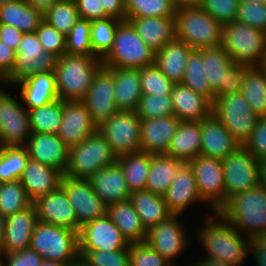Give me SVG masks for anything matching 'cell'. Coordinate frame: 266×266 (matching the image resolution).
Listing matches in <instances>:
<instances>
[{
  "mask_svg": "<svg viewBox=\"0 0 266 266\" xmlns=\"http://www.w3.org/2000/svg\"><path fill=\"white\" fill-rule=\"evenodd\" d=\"M206 218V219H205ZM203 218L196 229L194 239L202 253L198 258H213L233 266H244L248 259L249 238L242 235L219 212Z\"/></svg>",
  "mask_w": 266,
  "mask_h": 266,
  "instance_id": "1",
  "label": "cell"
},
{
  "mask_svg": "<svg viewBox=\"0 0 266 266\" xmlns=\"http://www.w3.org/2000/svg\"><path fill=\"white\" fill-rule=\"evenodd\" d=\"M247 238L266 232V190L258 185L231 197L218 211Z\"/></svg>",
  "mask_w": 266,
  "mask_h": 266,
  "instance_id": "2",
  "label": "cell"
},
{
  "mask_svg": "<svg viewBox=\"0 0 266 266\" xmlns=\"http://www.w3.org/2000/svg\"><path fill=\"white\" fill-rule=\"evenodd\" d=\"M102 65V60L95 56L65 53L58 57L54 74L59 98L82 100L87 95L94 74Z\"/></svg>",
  "mask_w": 266,
  "mask_h": 266,
  "instance_id": "3",
  "label": "cell"
},
{
  "mask_svg": "<svg viewBox=\"0 0 266 266\" xmlns=\"http://www.w3.org/2000/svg\"><path fill=\"white\" fill-rule=\"evenodd\" d=\"M176 38L193 50L221 45L223 25L199 5L179 6L175 15Z\"/></svg>",
  "mask_w": 266,
  "mask_h": 266,
  "instance_id": "4",
  "label": "cell"
},
{
  "mask_svg": "<svg viewBox=\"0 0 266 266\" xmlns=\"http://www.w3.org/2000/svg\"><path fill=\"white\" fill-rule=\"evenodd\" d=\"M220 46L238 64L262 66L266 60V32L236 20L223 25Z\"/></svg>",
  "mask_w": 266,
  "mask_h": 266,
  "instance_id": "5",
  "label": "cell"
},
{
  "mask_svg": "<svg viewBox=\"0 0 266 266\" xmlns=\"http://www.w3.org/2000/svg\"><path fill=\"white\" fill-rule=\"evenodd\" d=\"M102 63L106 67L142 69L155 64V51L128 20H122L116 29L113 47Z\"/></svg>",
  "mask_w": 266,
  "mask_h": 266,
  "instance_id": "6",
  "label": "cell"
},
{
  "mask_svg": "<svg viewBox=\"0 0 266 266\" xmlns=\"http://www.w3.org/2000/svg\"><path fill=\"white\" fill-rule=\"evenodd\" d=\"M204 62V76L215 93L220 95L241 92L245 73L250 66L234 62L221 47L200 48Z\"/></svg>",
  "mask_w": 266,
  "mask_h": 266,
  "instance_id": "7",
  "label": "cell"
},
{
  "mask_svg": "<svg viewBox=\"0 0 266 266\" xmlns=\"http://www.w3.org/2000/svg\"><path fill=\"white\" fill-rule=\"evenodd\" d=\"M29 248L43 260L71 263L79 255L78 232L38 221Z\"/></svg>",
  "mask_w": 266,
  "mask_h": 266,
  "instance_id": "8",
  "label": "cell"
},
{
  "mask_svg": "<svg viewBox=\"0 0 266 266\" xmlns=\"http://www.w3.org/2000/svg\"><path fill=\"white\" fill-rule=\"evenodd\" d=\"M117 158L109 143L97 131L69 149V162L64 175L88 179L95 171L115 164Z\"/></svg>",
  "mask_w": 266,
  "mask_h": 266,
  "instance_id": "9",
  "label": "cell"
},
{
  "mask_svg": "<svg viewBox=\"0 0 266 266\" xmlns=\"http://www.w3.org/2000/svg\"><path fill=\"white\" fill-rule=\"evenodd\" d=\"M182 218L185 217L172 214L147 231L146 242L173 265H181L176 260L187 255L186 252L190 246L192 248L193 245L190 244L195 239L192 228L189 229Z\"/></svg>",
  "mask_w": 266,
  "mask_h": 266,
  "instance_id": "10",
  "label": "cell"
},
{
  "mask_svg": "<svg viewBox=\"0 0 266 266\" xmlns=\"http://www.w3.org/2000/svg\"><path fill=\"white\" fill-rule=\"evenodd\" d=\"M212 113L231 135L243 145L260 116L250 107L241 92L220 95L212 105Z\"/></svg>",
  "mask_w": 266,
  "mask_h": 266,
  "instance_id": "11",
  "label": "cell"
},
{
  "mask_svg": "<svg viewBox=\"0 0 266 266\" xmlns=\"http://www.w3.org/2000/svg\"><path fill=\"white\" fill-rule=\"evenodd\" d=\"M16 53L14 69L6 77L10 88L31 75L54 71L56 67L58 57L44 51L35 32L23 33Z\"/></svg>",
  "mask_w": 266,
  "mask_h": 266,
  "instance_id": "12",
  "label": "cell"
},
{
  "mask_svg": "<svg viewBox=\"0 0 266 266\" xmlns=\"http://www.w3.org/2000/svg\"><path fill=\"white\" fill-rule=\"evenodd\" d=\"M11 93L0 95V147L25 146L32 135L28 110L20 95Z\"/></svg>",
  "mask_w": 266,
  "mask_h": 266,
  "instance_id": "13",
  "label": "cell"
},
{
  "mask_svg": "<svg viewBox=\"0 0 266 266\" xmlns=\"http://www.w3.org/2000/svg\"><path fill=\"white\" fill-rule=\"evenodd\" d=\"M98 131L117 157L140 151L141 119L135 111H117Z\"/></svg>",
  "mask_w": 266,
  "mask_h": 266,
  "instance_id": "14",
  "label": "cell"
},
{
  "mask_svg": "<svg viewBox=\"0 0 266 266\" xmlns=\"http://www.w3.org/2000/svg\"><path fill=\"white\" fill-rule=\"evenodd\" d=\"M188 163L194 172L202 200L218 212L226 204L223 161L198 155Z\"/></svg>",
  "mask_w": 266,
  "mask_h": 266,
  "instance_id": "15",
  "label": "cell"
},
{
  "mask_svg": "<svg viewBox=\"0 0 266 266\" xmlns=\"http://www.w3.org/2000/svg\"><path fill=\"white\" fill-rule=\"evenodd\" d=\"M222 161L226 203L234 195L259 185V160L243 145H240Z\"/></svg>",
  "mask_w": 266,
  "mask_h": 266,
  "instance_id": "16",
  "label": "cell"
},
{
  "mask_svg": "<svg viewBox=\"0 0 266 266\" xmlns=\"http://www.w3.org/2000/svg\"><path fill=\"white\" fill-rule=\"evenodd\" d=\"M60 186L75 210L78 233L84 224L107 214V205L95 193L88 179H77L63 174Z\"/></svg>",
  "mask_w": 266,
  "mask_h": 266,
  "instance_id": "17",
  "label": "cell"
},
{
  "mask_svg": "<svg viewBox=\"0 0 266 266\" xmlns=\"http://www.w3.org/2000/svg\"><path fill=\"white\" fill-rule=\"evenodd\" d=\"M167 209L173 215L188 214L189 207L199 206L206 208L203 213L204 216L214 213V211L202 200L198 186L195 180V175L189 163H185L178 171L177 176L174 178L172 184L168 187L165 195L163 196ZM199 205V206H198ZM203 205V206H202ZM206 212V213H205Z\"/></svg>",
  "mask_w": 266,
  "mask_h": 266,
  "instance_id": "18",
  "label": "cell"
},
{
  "mask_svg": "<svg viewBox=\"0 0 266 266\" xmlns=\"http://www.w3.org/2000/svg\"><path fill=\"white\" fill-rule=\"evenodd\" d=\"M114 89V74L109 67L102 65L94 74L87 95L82 99L97 127L118 111Z\"/></svg>",
  "mask_w": 266,
  "mask_h": 266,
  "instance_id": "19",
  "label": "cell"
},
{
  "mask_svg": "<svg viewBox=\"0 0 266 266\" xmlns=\"http://www.w3.org/2000/svg\"><path fill=\"white\" fill-rule=\"evenodd\" d=\"M79 251H117L129 248L130 243L106 214L84 224L78 233Z\"/></svg>",
  "mask_w": 266,
  "mask_h": 266,
  "instance_id": "20",
  "label": "cell"
},
{
  "mask_svg": "<svg viewBox=\"0 0 266 266\" xmlns=\"http://www.w3.org/2000/svg\"><path fill=\"white\" fill-rule=\"evenodd\" d=\"M98 131L82 100H63V117L57 135L71 149Z\"/></svg>",
  "mask_w": 266,
  "mask_h": 266,
  "instance_id": "21",
  "label": "cell"
},
{
  "mask_svg": "<svg viewBox=\"0 0 266 266\" xmlns=\"http://www.w3.org/2000/svg\"><path fill=\"white\" fill-rule=\"evenodd\" d=\"M37 222L38 216L34 203L6 217L0 252L9 254L29 248Z\"/></svg>",
  "mask_w": 266,
  "mask_h": 266,
  "instance_id": "22",
  "label": "cell"
},
{
  "mask_svg": "<svg viewBox=\"0 0 266 266\" xmlns=\"http://www.w3.org/2000/svg\"><path fill=\"white\" fill-rule=\"evenodd\" d=\"M38 221L78 232V220L64 189L59 186L33 202Z\"/></svg>",
  "mask_w": 266,
  "mask_h": 266,
  "instance_id": "23",
  "label": "cell"
},
{
  "mask_svg": "<svg viewBox=\"0 0 266 266\" xmlns=\"http://www.w3.org/2000/svg\"><path fill=\"white\" fill-rule=\"evenodd\" d=\"M24 147L30 159L65 173L69 162V148L57 134H32Z\"/></svg>",
  "mask_w": 266,
  "mask_h": 266,
  "instance_id": "24",
  "label": "cell"
},
{
  "mask_svg": "<svg viewBox=\"0 0 266 266\" xmlns=\"http://www.w3.org/2000/svg\"><path fill=\"white\" fill-rule=\"evenodd\" d=\"M13 87L11 90L20 95L27 110L42 107L59 98L54 71L31 75Z\"/></svg>",
  "mask_w": 266,
  "mask_h": 266,
  "instance_id": "25",
  "label": "cell"
},
{
  "mask_svg": "<svg viewBox=\"0 0 266 266\" xmlns=\"http://www.w3.org/2000/svg\"><path fill=\"white\" fill-rule=\"evenodd\" d=\"M239 146V142L213 113L201 120L200 155L224 160Z\"/></svg>",
  "mask_w": 266,
  "mask_h": 266,
  "instance_id": "26",
  "label": "cell"
},
{
  "mask_svg": "<svg viewBox=\"0 0 266 266\" xmlns=\"http://www.w3.org/2000/svg\"><path fill=\"white\" fill-rule=\"evenodd\" d=\"M179 123L180 120L174 115L141 120L140 151L151 155L167 154Z\"/></svg>",
  "mask_w": 266,
  "mask_h": 266,
  "instance_id": "27",
  "label": "cell"
},
{
  "mask_svg": "<svg viewBox=\"0 0 266 266\" xmlns=\"http://www.w3.org/2000/svg\"><path fill=\"white\" fill-rule=\"evenodd\" d=\"M88 180L95 193L107 206L129 200L131 192L121 166L117 162L95 171Z\"/></svg>",
  "mask_w": 266,
  "mask_h": 266,
  "instance_id": "28",
  "label": "cell"
},
{
  "mask_svg": "<svg viewBox=\"0 0 266 266\" xmlns=\"http://www.w3.org/2000/svg\"><path fill=\"white\" fill-rule=\"evenodd\" d=\"M170 94L174 116L180 121H201L212 114L213 103L181 83L174 84Z\"/></svg>",
  "mask_w": 266,
  "mask_h": 266,
  "instance_id": "29",
  "label": "cell"
},
{
  "mask_svg": "<svg viewBox=\"0 0 266 266\" xmlns=\"http://www.w3.org/2000/svg\"><path fill=\"white\" fill-rule=\"evenodd\" d=\"M62 176L63 173L56 168L29 158L20 181L29 199L34 202L55 191L61 185Z\"/></svg>",
  "mask_w": 266,
  "mask_h": 266,
  "instance_id": "30",
  "label": "cell"
},
{
  "mask_svg": "<svg viewBox=\"0 0 266 266\" xmlns=\"http://www.w3.org/2000/svg\"><path fill=\"white\" fill-rule=\"evenodd\" d=\"M126 20L155 52L176 37L175 16L126 17Z\"/></svg>",
  "mask_w": 266,
  "mask_h": 266,
  "instance_id": "31",
  "label": "cell"
},
{
  "mask_svg": "<svg viewBox=\"0 0 266 266\" xmlns=\"http://www.w3.org/2000/svg\"><path fill=\"white\" fill-rule=\"evenodd\" d=\"M114 74L118 111H135L141 99L140 69L109 67Z\"/></svg>",
  "mask_w": 266,
  "mask_h": 266,
  "instance_id": "32",
  "label": "cell"
},
{
  "mask_svg": "<svg viewBox=\"0 0 266 266\" xmlns=\"http://www.w3.org/2000/svg\"><path fill=\"white\" fill-rule=\"evenodd\" d=\"M192 51L185 42L175 37L155 52V64L174 84L181 83Z\"/></svg>",
  "mask_w": 266,
  "mask_h": 266,
  "instance_id": "33",
  "label": "cell"
},
{
  "mask_svg": "<svg viewBox=\"0 0 266 266\" xmlns=\"http://www.w3.org/2000/svg\"><path fill=\"white\" fill-rule=\"evenodd\" d=\"M200 150L201 121H180L166 155L188 163L200 155Z\"/></svg>",
  "mask_w": 266,
  "mask_h": 266,
  "instance_id": "34",
  "label": "cell"
},
{
  "mask_svg": "<svg viewBox=\"0 0 266 266\" xmlns=\"http://www.w3.org/2000/svg\"><path fill=\"white\" fill-rule=\"evenodd\" d=\"M185 163L182 159L166 154H150V169L145 190L164 196Z\"/></svg>",
  "mask_w": 266,
  "mask_h": 266,
  "instance_id": "35",
  "label": "cell"
},
{
  "mask_svg": "<svg viewBox=\"0 0 266 266\" xmlns=\"http://www.w3.org/2000/svg\"><path fill=\"white\" fill-rule=\"evenodd\" d=\"M107 215L129 243L146 241L147 230L129 200L108 205Z\"/></svg>",
  "mask_w": 266,
  "mask_h": 266,
  "instance_id": "36",
  "label": "cell"
},
{
  "mask_svg": "<svg viewBox=\"0 0 266 266\" xmlns=\"http://www.w3.org/2000/svg\"><path fill=\"white\" fill-rule=\"evenodd\" d=\"M129 201L147 231L172 215L167 209L164 197L147 190L131 192Z\"/></svg>",
  "mask_w": 266,
  "mask_h": 266,
  "instance_id": "37",
  "label": "cell"
},
{
  "mask_svg": "<svg viewBox=\"0 0 266 266\" xmlns=\"http://www.w3.org/2000/svg\"><path fill=\"white\" fill-rule=\"evenodd\" d=\"M42 20L43 15L26 0H15L0 6V24L14 26L23 33L35 32Z\"/></svg>",
  "mask_w": 266,
  "mask_h": 266,
  "instance_id": "38",
  "label": "cell"
},
{
  "mask_svg": "<svg viewBox=\"0 0 266 266\" xmlns=\"http://www.w3.org/2000/svg\"><path fill=\"white\" fill-rule=\"evenodd\" d=\"M121 166L130 192L145 190L150 169V154L143 151L119 156Z\"/></svg>",
  "mask_w": 266,
  "mask_h": 266,
  "instance_id": "39",
  "label": "cell"
},
{
  "mask_svg": "<svg viewBox=\"0 0 266 266\" xmlns=\"http://www.w3.org/2000/svg\"><path fill=\"white\" fill-rule=\"evenodd\" d=\"M241 93L256 114L266 116V70L262 66L248 68Z\"/></svg>",
  "mask_w": 266,
  "mask_h": 266,
  "instance_id": "40",
  "label": "cell"
},
{
  "mask_svg": "<svg viewBox=\"0 0 266 266\" xmlns=\"http://www.w3.org/2000/svg\"><path fill=\"white\" fill-rule=\"evenodd\" d=\"M31 133L57 134L63 117V100L28 110Z\"/></svg>",
  "mask_w": 266,
  "mask_h": 266,
  "instance_id": "41",
  "label": "cell"
},
{
  "mask_svg": "<svg viewBox=\"0 0 266 266\" xmlns=\"http://www.w3.org/2000/svg\"><path fill=\"white\" fill-rule=\"evenodd\" d=\"M121 21L115 17L91 21L90 42L95 57L103 60L111 51L115 32Z\"/></svg>",
  "mask_w": 266,
  "mask_h": 266,
  "instance_id": "42",
  "label": "cell"
},
{
  "mask_svg": "<svg viewBox=\"0 0 266 266\" xmlns=\"http://www.w3.org/2000/svg\"><path fill=\"white\" fill-rule=\"evenodd\" d=\"M29 159L24 146L0 147V182L20 180Z\"/></svg>",
  "mask_w": 266,
  "mask_h": 266,
  "instance_id": "43",
  "label": "cell"
},
{
  "mask_svg": "<svg viewBox=\"0 0 266 266\" xmlns=\"http://www.w3.org/2000/svg\"><path fill=\"white\" fill-rule=\"evenodd\" d=\"M204 74V62L201 53L198 50H193L188 56L181 84L204 95L213 103L215 101V93L212 91Z\"/></svg>",
  "mask_w": 266,
  "mask_h": 266,
  "instance_id": "44",
  "label": "cell"
},
{
  "mask_svg": "<svg viewBox=\"0 0 266 266\" xmlns=\"http://www.w3.org/2000/svg\"><path fill=\"white\" fill-rule=\"evenodd\" d=\"M32 203L20 180L0 183V213L5 218Z\"/></svg>",
  "mask_w": 266,
  "mask_h": 266,
  "instance_id": "45",
  "label": "cell"
},
{
  "mask_svg": "<svg viewBox=\"0 0 266 266\" xmlns=\"http://www.w3.org/2000/svg\"><path fill=\"white\" fill-rule=\"evenodd\" d=\"M43 19L57 31L67 35L80 16L74 0H58L43 15Z\"/></svg>",
  "mask_w": 266,
  "mask_h": 266,
  "instance_id": "46",
  "label": "cell"
},
{
  "mask_svg": "<svg viewBox=\"0 0 266 266\" xmlns=\"http://www.w3.org/2000/svg\"><path fill=\"white\" fill-rule=\"evenodd\" d=\"M126 17L175 16L172 0H125Z\"/></svg>",
  "mask_w": 266,
  "mask_h": 266,
  "instance_id": "47",
  "label": "cell"
},
{
  "mask_svg": "<svg viewBox=\"0 0 266 266\" xmlns=\"http://www.w3.org/2000/svg\"><path fill=\"white\" fill-rule=\"evenodd\" d=\"M135 113L141 120L174 115L171 94L142 95Z\"/></svg>",
  "mask_w": 266,
  "mask_h": 266,
  "instance_id": "48",
  "label": "cell"
},
{
  "mask_svg": "<svg viewBox=\"0 0 266 266\" xmlns=\"http://www.w3.org/2000/svg\"><path fill=\"white\" fill-rule=\"evenodd\" d=\"M91 21L79 19L66 35V53L94 56L90 42Z\"/></svg>",
  "mask_w": 266,
  "mask_h": 266,
  "instance_id": "49",
  "label": "cell"
},
{
  "mask_svg": "<svg viewBox=\"0 0 266 266\" xmlns=\"http://www.w3.org/2000/svg\"><path fill=\"white\" fill-rule=\"evenodd\" d=\"M140 84L143 95L170 94L174 85L156 64L140 69Z\"/></svg>",
  "mask_w": 266,
  "mask_h": 266,
  "instance_id": "50",
  "label": "cell"
},
{
  "mask_svg": "<svg viewBox=\"0 0 266 266\" xmlns=\"http://www.w3.org/2000/svg\"><path fill=\"white\" fill-rule=\"evenodd\" d=\"M129 262L130 266H173L146 241L130 243Z\"/></svg>",
  "mask_w": 266,
  "mask_h": 266,
  "instance_id": "51",
  "label": "cell"
},
{
  "mask_svg": "<svg viewBox=\"0 0 266 266\" xmlns=\"http://www.w3.org/2000/svg\"><path fill=\"white\" fill-rule=\"evenodd\" d=\"M35 33L44 51L51 52L57 57L66 53V35L57 31L44 19Z\"/></svg>",
  "mask_w": 266,
  "mask_h": 266,
  "instance_id": "52",
  "label": "cell"
},
{
  "mask_svg": "<svg viewBox=\"0 0 266 266\" xmlns=\"http://www.w3.org/2000/svg\"><path fill=\"white\" fill-rule=\"evenodd\" d=\"M79 255L91 266H130L129 248L111 252L79 251Z\"/></svg>",
  "mask_w": 266,
  "mask_h": 266,
  "instance_id": "53",
  "label": "cell"
},
{
  "mask_svg": "<svg viewBox=\"0 0 266 266\" xmlns=\"http://www.w3.org/2000/svg\"><path fill=\"white\" fill-rule=\"evenodd\" d=\"M238 0H202L199 6L222 25L236 20Z\"/></svg>",
  "mask_w": 266,
  "mask_h": 266,
  "instance_id": "54",
  "label": "cell"
},
{
  "mask_svg": "<svg viewBox=\"0 0 266 266\" xmlns=\"http://www.w3.org/2000/svg\"><path fill=\"white\" fill-rule=\"evenodd\" d=\"M236 21L266 32V5L258 2H240Z\"/></svg>",
  "mask_w": 266,
  "mask_h": 266,
  "instance_id": "55",
  "label": "cell"
},
{
  "mask_svg": "<svg viewBox=\"0 0 266 266\" xmlns=\"http://www.w3.org/2000/svg\"><path fill=\"white\" fill-rule=\"evenodd\" d=\"M243 146L257 159L266 158V116L260 117Z\"/></svg>",
  "mask_w": 266,
  "mask_h": 266,
  "instance_id": "56",
  "label": "cell"
},
{
  "mask_svg": "<svg viewBox=\"0 0 266 266\" xmlns=\"http://www.w3.org/2000/svg\"><path fill=\"white\" fill-rule=\"evenodd\" d=\"M4 259L6 266H41L43 261L41 256L31 248L4 254Z\"/></svg>",
  "mask_w": 266,
  "mask_h": 266,
  "instance_id": "57",
  "label": "cell"
},
{
  "mask_svg": "<svg viewBox=\"0 0 266 266\" xmlns=\"http://www.w3.org/2000/svg\"><path fill=\"white\" fill-rule=\"evenodd\" d=\"M80 19L88 21L109 17L100 0H74Z\"/></svg>",
  "mask_w": 266,
  "mask_h": 266,
  "instance_id": "58",
  "label": "cell"
},
{
  "mask_svg": "<svg viewBox=\"0 0 266 266\" xmlns=\"http://www.w3.org/2000/svg\"><path fill=\"white\" fill-rule=\"evenodd\" d=\"M249 257L253 259L255 266H266V243L260 237L249 238Z\"/></svg>",
  "mask_w": 266,
  "mask_h": 266,
  "instance_id": "59",
  "label": "cell"
},
{
  "mask_svg": "<svg viewBox=\"0 0 266 266\" xmlns=\"http://www.w3.org/2000/svg\"><path fill=\"white\" fill-rule=\"evenodd\" d=\"M16 50L0 40V72L7 77L16 63Z\"/></svg>",
  "mask_w": 266,
  "mask_h": 266,
  "instance_id": "60",
  "label": "cell"
},
{
  "mask_svg": "<svg viewBox=\"0 0 266 266\" xmlns=\"http://www.w3.org/2000/svg\"><path fill=\"white\" fill-rule=\"evenodd\" d=\"M23 32L14 26L7 24H0V40L9 45V47L17 50Z\"/></svg>",
  "mask_w": 266,
  "mask_h": 266,
  "instance_id": "61",
  "label": "cell"
},
{
  "mask_svg": "<svg viewBox=\"0 0 266 266\" xmlns=\"http://www.w3.org/2000/svg\"><path fill=\"white\" fill-rule=\"evenodd\" d=\"M109 17L126 20L125 0H100Z\"/></svg>",
  "mask_w": 266,
  "mask_h": 266,
  "instance_id": "62",
  "label": "cell"
},
{
  "mask_svg": "<svg viewBox=\"0 0 266 266\" xmlns=\"http://www.w3.org/2000/svg\"><path fill=\"white\" fill-rule=\"evenodd\" d=\"M36 11H39L42 15L58 1V0H26Z\"/></svg>",
  "mask_w": 266,
  "mask_h": 266,
  "instance_id": "63",
  "label": "cell"
},
{
  "mask_svg": "<svg viewBox=\"0 0 266 266\" xmlns=\"http://www.w3.org/2000/svg\"><path fill=\"white\" fill-rule=\"evenodd\" d=\"M192 266H233L227 264L224 261L213 259V258H193Z\"/></svg>",
  "mask_w": 266,
  "mask_h": 266,
  "instance_id": "64",
  "label": "cell"
},
{
  "mask_svg": "<svg viewBox=\"0 0 266 266\" xmlns=\"http://www.w3.org/2000/svg\"><path fill=\"white\" fill-rule=\"evenodd\" d=\"M259 185L266 190V158L259 160Z\"/></svg>",
  "mask_w": 266,
  "mask_h": 266,
  "instance_id": "65",
  "label": "cell"
},
{
  "mask_svg": "<svg viewBox=\"0 0 266 266\" xmlns=\"http://www.w3.org/2000/svg\"><path fill=\"white\" fill-rule=\"evenodd\" d=\"M173 3L179 6H191V5H199L202 0H172Z\"/></svg>",
  "mask_w": 266,
  "mask_h": 266,
  "instance_id": "66",
  "label": "cell"
},
{
  "mask_svg": "<svg viewBox=\"0 0 266 266\" xmlns=\"http://www.w3.org/2000/svg\"><path fill=\"white\" fill-rule=\"evenodd\" d=\"M67 266H91L86 260H84L82 257H78L76 260L72 261L71 263H68Z\"/></svg>",
  "mask_w": 266,
  "mask_h": 266,
  "instance_id": "67",
  "label": "cell"
},
{
  "mask_svg": "<svg viewBox=\"0 0 266 266\" xmlns=\"http://www.w3.org/2000/svg\"><path fill=\"white\" fill-rule=\"evenodd\" d=\"M41 266H67V264L58 261L43 260Z\"/></svg>",
  "mask_w": 266,
  "mask_h": 266,
  "instance_id": "68",
  "label": "cell"
},
{
  "mask_svg": "<svg viewBox=\"0 0 266 266\" xmlns=\"http://www.w3.org/2000/svg\"><path fill=\"white\" fill-rule=\"evenodd\" d=\"M5 229V217L0 213V244L2 243Z\"/></svg>",
  "mask_w": 266,
  "mask_h": 266,
  "instance_id": "69",
  "label": "cell"
},
{
  "mask_svg": "<svg viewBox=\"0 0 266 266\" xmlns=\"http://www.w3.org/2000/svg\"><path fill=\"white\" fill-rule=\"evenodd\" d=\"M6 87V88H5ZM9 86L7 85V82H0V95L6 90L8 89L9 91Z\"/></svg>",
  "mask_w": 266,
  "mask_h": 266,
  "instance_id": "70",
  "label": "cell"
},
{
  "mask_svg": "<svg viewBox=\"0 0 266 266\" xmlns=\"http://www.w3.org/2000/svg\"><path fill=\"white\" fill-rule=\"evenodd\" d=\"M239 2H258L266 5V0H238Z\"/></svg>",
  "mask_w": 266,
  "mask_h": 266,
  "instance_id": "71",
  "label": "cell"
},
{
  "mask_svg": "<svg viewBox=\"0 0 266 266\" xmlns=\"http://www.w3.org/2000/svg\"><path fill=\"white\" fill-rule=\"evenodd\" d=\"M0 266H6L4 254L0 252Z\"/></svg>",
  "mask_w": 266,
  "mask_h": 266,
  "instance_id": "72",
  "label": "cell"
},
{
  "mask_svg": "<svg viewBox=\"0 0 266 266\" xmlns=\"http://www.w3.org/2000/svg\"><path fill=\"white\" fill-rule=\"evenodd\" d=\"M15 0H0V6H3L4 4L8 3V2H13Z\"/></svg>",
  "mask_w": 266,
  "mask_h": 266,
  "instance_id": "73",
  "label": "cell"
},
{
  "mask_svg": "<svg viewBox=\"0 0 266 266\" xmlns=\"http://www.w3.org/2000/svg\"><path fill=\"white\" fill-rule=\"evenodd\" d=\"M0 82H7L6 77L0 72Z\"/></svg>",
  "mask_w": 266,
  "mask_h": 266,
  "instance_id": "74",
  "label": "cell"
},
{
  "mask_svg": "<svg viewBox=\"0 0 266 266\" xmlns=\"http://www.w3.org/2000/svg\"><path fill=\"white\" fill-rule=\"evenodd\" d=\"M260 238L266 243V232Z\"/></svg>",
  "mask_w": 266,
  "mask_h": 266,
  "instance_id": "75",
  "label": "cell"
},
{
  "mask_svg": "<svg viewBox=\"0 0 266 266\" xmlns=\"http://www.w3.org/2000/svg\"><path fill=\"white\" fill-rule=\"evenodd\" d=\"M188 261H189V259L187 260V264H186V266H192V262H190V264H188ZM173 266H181V265H173ZM185 266V265H184Z\"/></svg>",
  "mask_w": 266,
  "mask_h": 266,
  "instance_id": "76",
  "label": "cell"
},
{
  "mask_svg": "<svg viewBox=\"0 0 266 266\" xmlns=\"http://www.w3.org/2000/svg\"><path fill=\"white\" fill-rule=\"evenodd\" d=\"M262 67L266 70V60H265V62L262 64Z\"/></svg>",
  "mask_w": 266,
  "mask_h": 266,
  "instance_id": "77",
  "label": "cell"
}]
</instances>
